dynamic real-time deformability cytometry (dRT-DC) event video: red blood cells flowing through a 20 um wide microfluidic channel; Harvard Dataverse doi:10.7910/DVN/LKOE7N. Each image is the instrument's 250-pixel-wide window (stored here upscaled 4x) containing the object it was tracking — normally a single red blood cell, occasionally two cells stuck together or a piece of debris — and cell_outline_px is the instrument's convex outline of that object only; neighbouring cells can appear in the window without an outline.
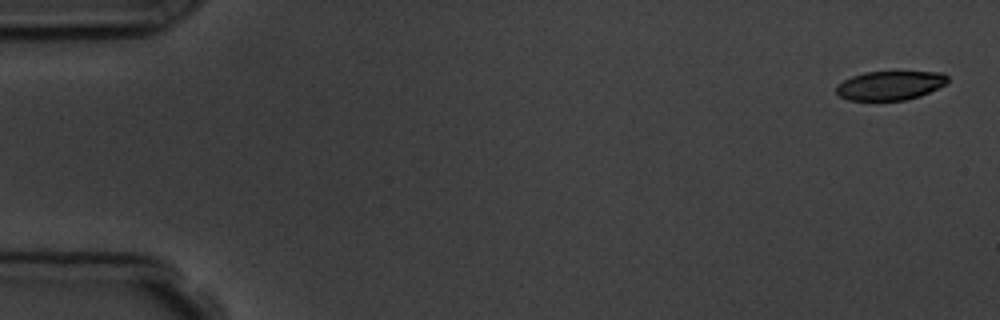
{"species": "common noctule bat (a hibernating species)", "species_latin": "Nyctalus noctula", "temperature_condition": "room temperature", "stored_images_in_passage": 5, "camera_frame_rate_fps": 3000, "um_per_image_px": 0.085, "animal": {"sex": "male", "body_mass_g": 19.5, "forearm_length_mm": 54.6}, "frame": {"image": 1, "passage_image": 1, "time_ms": 0.0, "image_size_px": [1000, 320], "cell_outline_px": [[948, 80], [944, 84], [920, 96], [904, 100], [848, 100], [840, 96], [836, 92], [836, 84], [852, 76], [864, 72], [944, 72], [948, 76]], "centroid_in_image_um": [75.62, 7.26], "position_along_channel_um": 9.4, "area_um2": 18.73}}
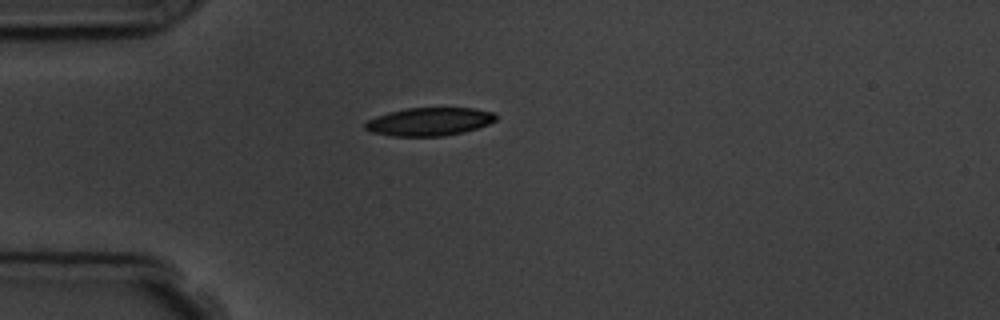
{"frame": {"image": 2, "passage_image": 4, "time_ms": 4.333, "image_size_px": [1000, 320], "cell_outline_px": [[496, 120], [488, 124], [464, 132], [444, 136], [392, 136], [372, 132], [364, 128], [364, 124], [368, 120], [376, 116], [388, 112], [408, 108], [472, 108], [492, 112], [496, 116]], "centroid_in_image_um": [36.47, 10.34], "position_along_channel_um": 48.5, "area_um2": 21.33}}